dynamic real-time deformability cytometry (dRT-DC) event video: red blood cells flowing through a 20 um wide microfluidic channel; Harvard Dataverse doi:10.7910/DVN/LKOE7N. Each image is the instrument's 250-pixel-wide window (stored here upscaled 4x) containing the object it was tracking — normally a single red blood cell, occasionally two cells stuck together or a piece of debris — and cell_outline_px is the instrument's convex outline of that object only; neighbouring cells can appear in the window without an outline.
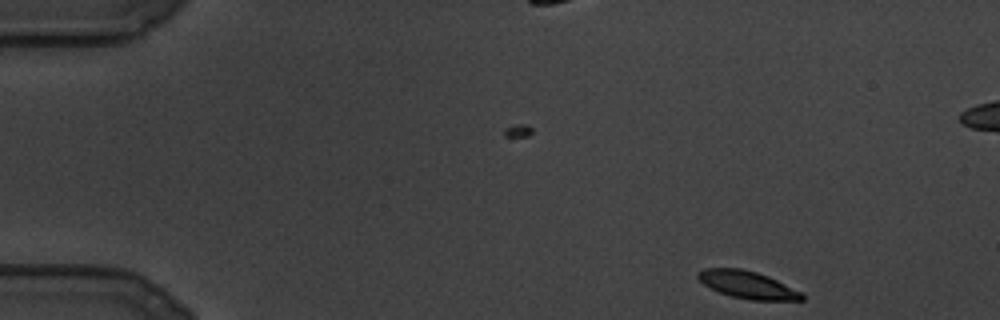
{"species": "common noctule bat (a hibernating species)", "species_latin": "Nyctalus noctula", "temperature_condition": "cold", "stored_images_in_passage": 101, "camera_frame_rate_fps": 3000, "um_per_image_px": 0.085, "animal": {"sex": "male", "body_mass_g": 19.5, "forearm_length_mm": 54.6}, "frame": {"image": 1, "passage_image": 1, "time_ms": 0.0, "image_size_px": [1000, 320], "cell_outline_px": [[804, 300], [752, 300], [732, 296], [720, 292], [704, 284], [696, 276], [696, 272], [704, 268], [740, 268], [756, 272], [768, 276], [804, 292]], "centroid_in_image_um": [63.57, 24.2], "position_along_channel_um": 21.4, "area_um2": 16.59}}
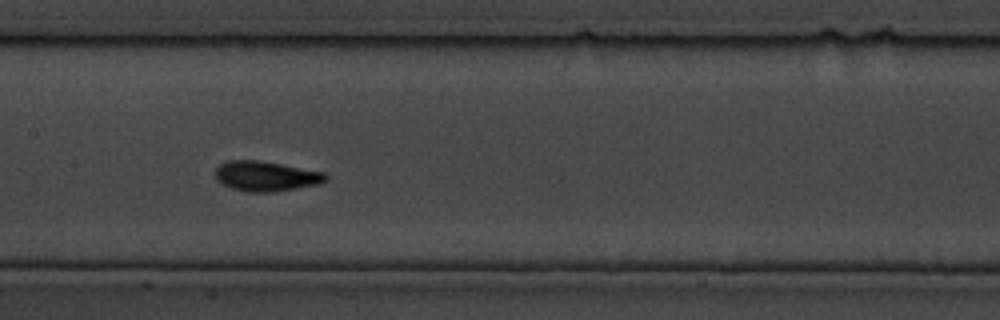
{"frame": {"image": 2, "passage_image": 44, "time_ms": 14.333, "image_size_px": [1000, 320], "cell_outline_px": [[328, 180], [320, 184], [296, 188], [268, 192], [248, 192], [232, 188], [216, 180], [216, 168], [224, 160], [260, 160], [324, 172], [328, 176]], "centroid_in_image_um": [22.61, 14.96], "position_along_channel_um": 184.8, "area_um2": 19.31}}
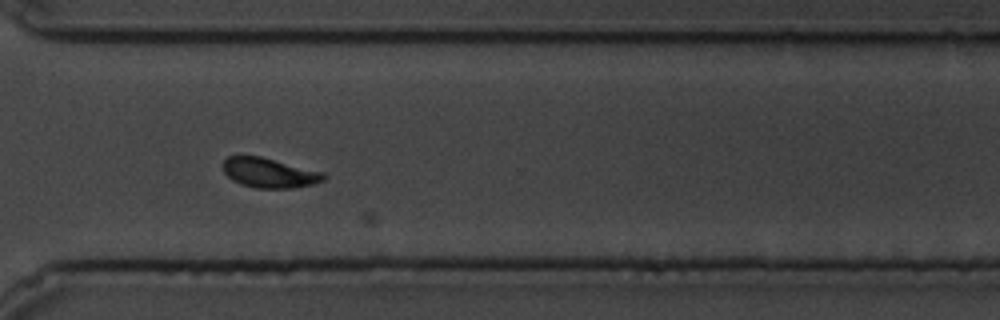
{"frame": {"image": 3, "passage_image": 71, "time_ms": 23.333, "image_size_px": [1000, 320], "cell_outline_px": [[324, 180], [312, 184], [292, 188], [256, 188], [240, 184], [232, 180], [224, 172], [224, 160], [228, 156], [260, 156], [324, 172]], "centroid_in_image_um": [22.88, 14.69], "position_along_channel_um": 347.7, "area_um2": 17.28}}